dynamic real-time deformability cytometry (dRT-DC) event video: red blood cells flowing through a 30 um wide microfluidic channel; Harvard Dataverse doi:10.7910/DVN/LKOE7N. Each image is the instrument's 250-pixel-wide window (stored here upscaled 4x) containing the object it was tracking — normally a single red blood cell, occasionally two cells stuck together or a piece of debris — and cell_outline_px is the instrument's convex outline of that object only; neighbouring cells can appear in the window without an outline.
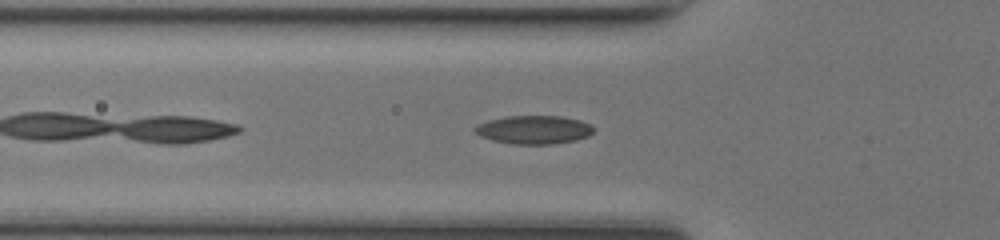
{"species": "common noctule bat (a hibernating species)", "species_latin": "Nyctalus noctula", "temperature_condition": "room temperature", "stored_images_in_passage": 32, "camera_frame_rate_fps": 3000, "um_per_image_px": 0.085, "animal": {"sex": "female", "body_mass_g": 17.0, "forearm_length_mm": 48.0}, "frame": {"image": 1, "passage_image": 4, "time_ms": 1.0, "image_size_px": [1000, 240], "cell_outline_px": [[596, 128], [588, 136], [576, 140], [556, 144], [512, 144], [492, 140], [480, 136], [472, 128], [476, 124], [488, 120], [504, 116], [560, 116], [580, 120], [592, 124]], "centroid_in_image_um": [45.38, 11.02], "position_along_channel_um": 80.4, "area_um2": 19.94}}
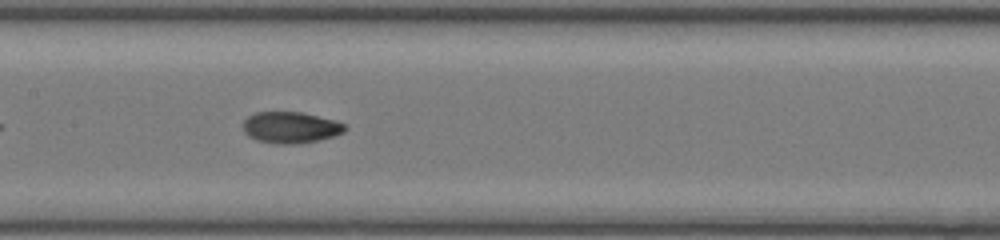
{"frame": {"image": 2, "passage_image": 11, "time_ms": 3.333, "image_size_px": [1000, 240], "cell_outline_px": [[348, 128], [344, 132], [332, 136], [300, 144], [276, 144], [256, 140], [248, 136], [244, 132], [244, 120], [248, 116], [256, 112], [300, 112], [336, 120], [344, 124]], "centroid_in_image_um": [24.69, 10.84], "position_along_channel_um": 182.7, "area_um2": 18.61}}
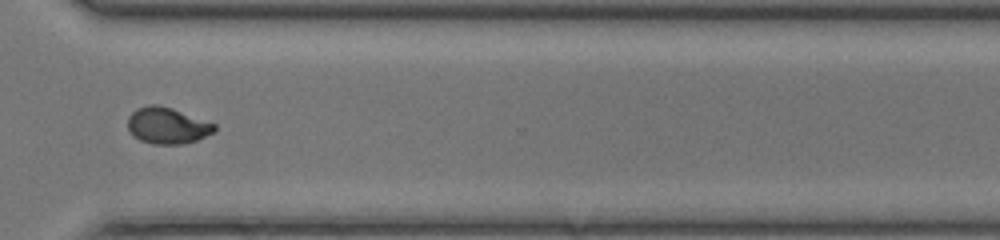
{"frame": {"image": 3, "passage_image": 23, "time_ms": 7.333, "image_size_px": [1000, 240], "cell_outline_px": [[216, 128], [212, 132], [196, 140], [184, 144], [152, 144], [140, 140], [132, 136], [128, 128], [128, 116], [136, 108], [148, 104], [156, 104], [172, 108], [216, 124]], "centroid_in_image_um": [14.18, 10.67], "position_along_channel_um": 356.4, "area_um2": 18.38}, "authors_computed_cell_mechanics": {"area_um2": 18.4382, "velocity_mm_per_s": 4.352, "shape_relaxation_time_tau1_ms": 5.4781, "shape_relaxation_time_tau2_ms": 1.3391, "deformation_change_tau1": 0.2146, "deformation_change_tau2": 0.0553}}